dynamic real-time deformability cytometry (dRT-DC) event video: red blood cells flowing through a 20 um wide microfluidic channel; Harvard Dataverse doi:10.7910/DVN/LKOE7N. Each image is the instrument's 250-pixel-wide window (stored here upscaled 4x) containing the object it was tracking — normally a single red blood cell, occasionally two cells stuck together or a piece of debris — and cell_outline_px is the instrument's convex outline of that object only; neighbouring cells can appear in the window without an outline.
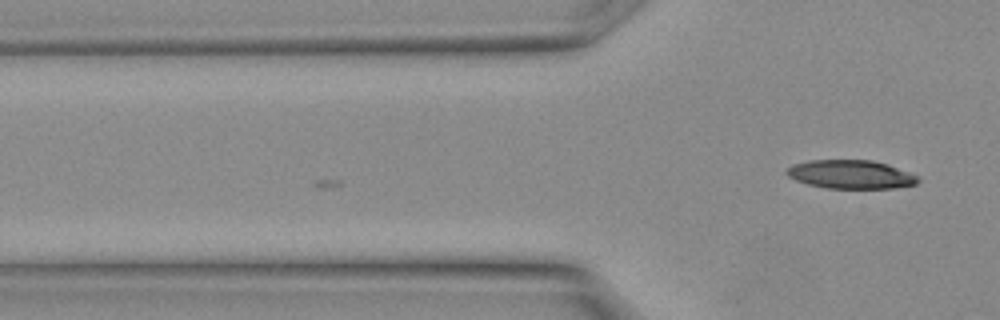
{"species": "Egyptian fruit bat (a non-hibernating species)", "species_latin": "Rousettus aegyptiacus", "temperature_condition": "warm", "stored_images_in_passage": 4, "camera_frame_rate_fps": 3000, "um_per_image_px": 0.085, "animal": {"sex": "female"}, "frame": {"image": 1, "passage_image": 4, "time_ms": 1.0, "image_size_px": [1000, 320], "cell_outline_px": [[920, 180], [916, 184], [892, 188], [824, 188], [808, 184], [796, 180], [788, 176], [784, 172], [792, 164], [812, 160], [872, 160], [888, 164], [916, 176]], "centroid_in_image_um": [72.28, 14.82], "position_along_channel_um": 53.5, "area_um2": 21.73}}